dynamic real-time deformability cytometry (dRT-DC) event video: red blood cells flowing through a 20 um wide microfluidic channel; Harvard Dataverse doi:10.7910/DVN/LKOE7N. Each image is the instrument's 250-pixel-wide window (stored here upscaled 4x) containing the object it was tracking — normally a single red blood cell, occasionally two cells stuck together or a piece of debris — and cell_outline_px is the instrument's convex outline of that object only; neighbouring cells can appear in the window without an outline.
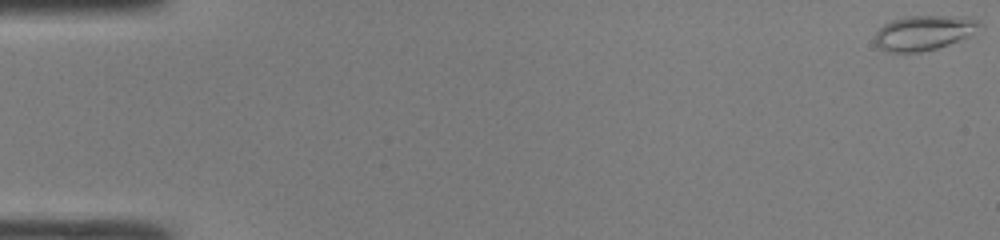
{"species": "common noctule bat (a hibernating species)", "species_latin": "Nyctalus noctula", "temperature_condition": "room temperature", "stored_images_in_passage": 48, "camera_frame_rate_fps": 3000, "um_per_image_px": 0.085, "animal": {"sex": "male", "body_mass_g": 19.0, "forearm_length_mm": 50.8}, "frame": {"image": 1, "passage_image": 1, "time_ms": 0.0, "image_size_px": [1000, 240], "cell_outline_px": [[984, 28], [968, 36], [948, 44], [936, 48], [920, 52], [884, 52], [876, 44], [876, 32], [884, 24], [892, 20], [904, 16], [952, 16], [980, 20]], "centroid_in_image_um": [78.55, 2.78], "position_along_channel_um": 6.5, "area_um2": 21.21}}
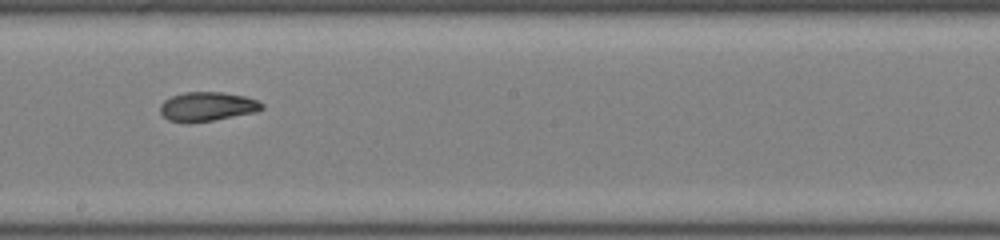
{"frame": {"image": 2, "passage_image": 28, "time_ms": 9.0, "image_size_px": [1000, 240], "cell_outline_px": [[264, 108], [256, 112], [212, 120], [168, 120], [160, 112], [160, 104], [164, 100], [172, 96], [184, 92], [224, 92], [244, 96], [256, 100], [264, 104]], "centroid_in_image_um": [17.65, 9.01], "position_along_channel_um": 230.6, "area_um2": 16.76}}
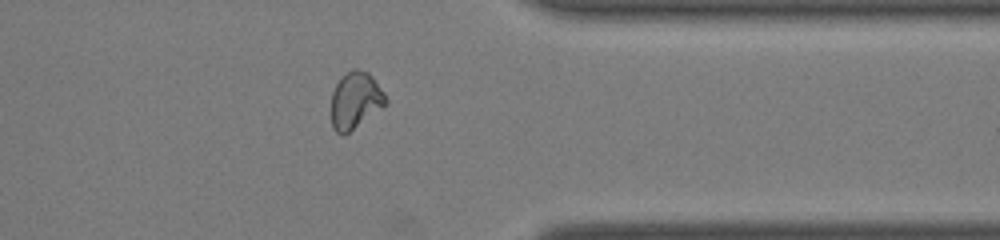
{"frame": {"image": 3, "passage_image": 39, "time_ms": 12.667, "image_size_px": [1000, 240], "cell_outline_px": [[388, 104], [344, 136], [340, 136], [332, 128], [332, 92], [340, 76], [352, 68], [356, 68], [368, 72], [372, 76], [384, 92], [388, 100]], "centroid_in_image_um": [30.21, 8.53], "position_along_channel_um": 381.2, "area_um2": 18.38}, "authors_computed_cell_mechanics": {"area_um2": 18.1781, "velocity_mm_per_s": 4.3056, "shape_relaxation_time_tau1_ms": null, "shape_relaxation_time_tau2_ms": 3.1687, "deformation_change_tau1": null, "deformation_change_tau2": 0.088}}